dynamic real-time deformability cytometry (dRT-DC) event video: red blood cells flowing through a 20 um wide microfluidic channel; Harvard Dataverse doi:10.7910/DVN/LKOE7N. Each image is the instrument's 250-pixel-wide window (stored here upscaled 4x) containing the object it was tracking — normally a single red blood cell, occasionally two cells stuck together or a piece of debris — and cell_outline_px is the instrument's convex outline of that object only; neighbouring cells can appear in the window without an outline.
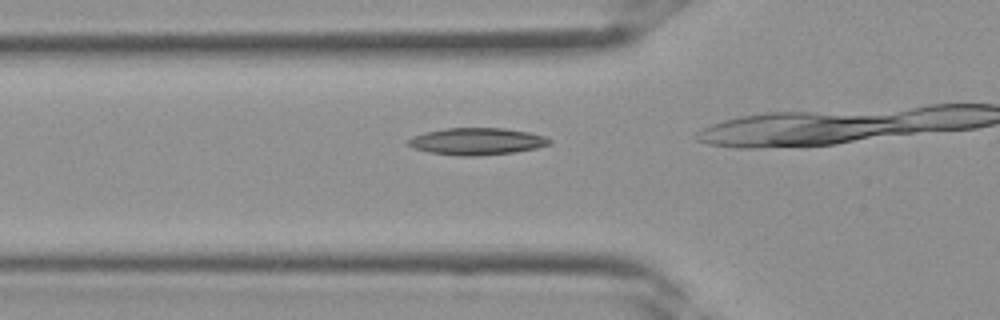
{"species": "Egyptian fruit bat (a non-hibernating species)", "species_latin": "Rousettus aegyptiacus", "temperature_condition": "room temperature", "stored_images_in_passage": 12, "camera_frame_rate_fps": 3000, "um_per_image_px": 0.085, "frame": {"image": 1, "passage_image": 9, "time_ms": 2.667, "image_size_px": [1000, 320], "cell_outline_px": [[552, 144], [536, 148], [516, 152], [476, 156], [456, 156], [428, 152], [412, 148], [404, 140], [412, 136], [424, 132], [444, 128], [504, 128], [528, 132], [544, 136], [552, 140]], "centroid_in_image_um": [40.49, 12.02], "position_along_channel_um": 85.3, "area_um2": 22.54}}
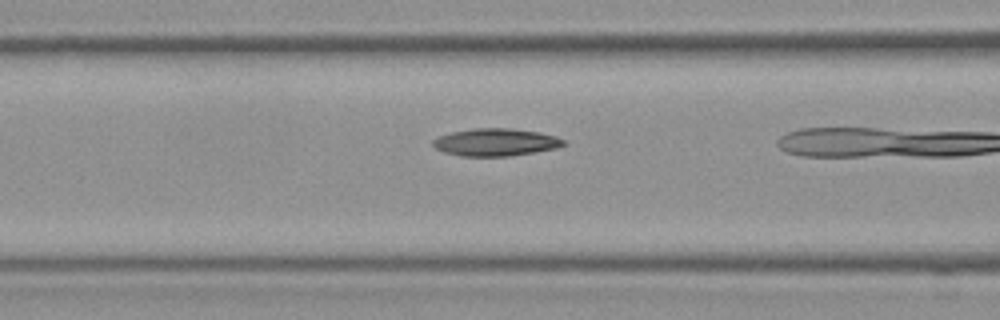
{"frame": {"image": 2, "passage_image": 11, "time_ms": 3.333, "image_size_px": [1000, 320], "cell_outline_px": [[568, 144], [556, 148], [508, 156], [460, 156], [444, 152], [436, 148], [432, 144], [432, 140], [440, 136], [452, 132], [472, 128], [512, 128], [540, 132], [556, 136], [564, 140]], "centroid_in_image_um": [42.14, 12.08], "position_along_channel_um": 124.5, "area_um2": 20.92}}